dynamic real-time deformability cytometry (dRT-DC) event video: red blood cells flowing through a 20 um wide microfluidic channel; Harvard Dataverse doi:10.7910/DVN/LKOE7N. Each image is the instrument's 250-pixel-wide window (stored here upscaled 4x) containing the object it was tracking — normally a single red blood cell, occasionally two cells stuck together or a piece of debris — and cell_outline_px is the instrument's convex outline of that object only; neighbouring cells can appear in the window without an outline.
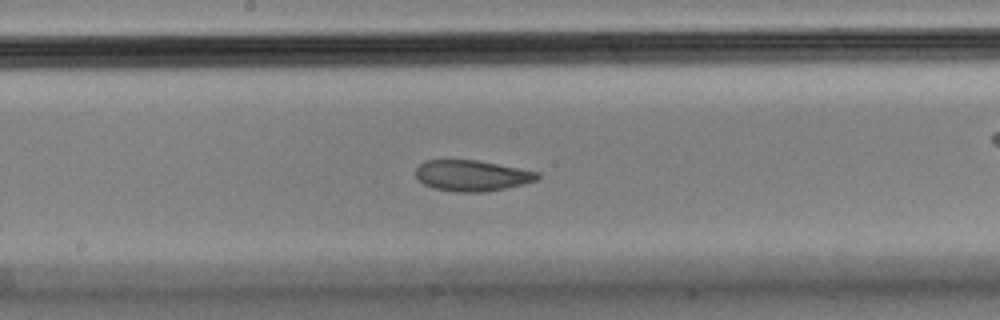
{"species": "Egyptian fruit bat (a non-hibernating species)", "species_latin": "Rousettus aegyptiacus", "temperature_condition": "cold", "stored_images_in_passage": 40, "camera_frame_rate_fps": 3000, "um_per_image_px": 0.085, "animal": {"sex": "male"}, "frame": {"image": 1, "passage_image": 12, "time_ms": 3.667, "image_size_px": [1000, 320], "cell_outline_px": [[540, 176], [536, 180], [524, 184], [484, 192], [456, 192], [432, 188], [424, 184], [416, 176], [416, 168], [424, 160], [476, 160], [540, 172]], "centroid_in_image_um": [40.1, 14.93], "position_along_channel_um": 208.1, "area_um2": 21.85}}